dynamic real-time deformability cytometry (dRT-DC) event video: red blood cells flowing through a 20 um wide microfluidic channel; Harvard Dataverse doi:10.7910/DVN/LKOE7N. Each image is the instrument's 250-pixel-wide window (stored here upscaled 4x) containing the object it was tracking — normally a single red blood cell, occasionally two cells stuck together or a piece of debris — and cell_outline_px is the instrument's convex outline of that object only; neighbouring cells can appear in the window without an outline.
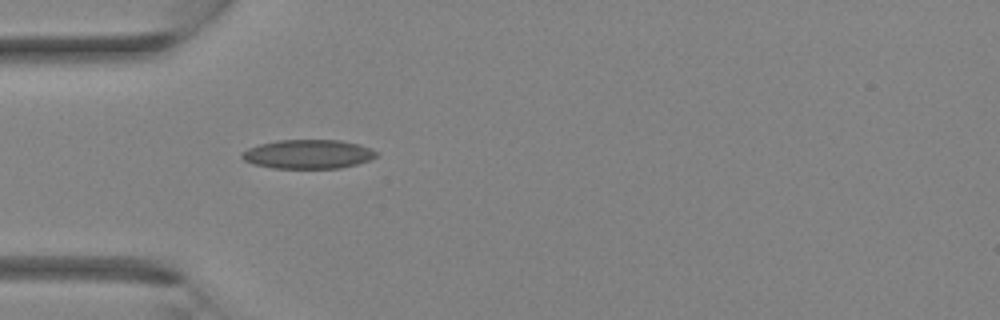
{"species": "Egyptian fruit bat (a non-hibernating species)", "species_latin": "Rousettus aegyptiacus", "temperature_condition": "room temperature", "stored_images_in_passage": 25, "camera_frame_rate_fps": 3000, "um_per_image_px": 0.085, "animal": {"sex": "female"}, "frame": {"image": 1, "passage_image": 1, "time_ms": 0.0, "image_size_px": [1000, 320], "cell_outline_px": [[380, 152], [372, 160], [340, 168], [276, 168], [252, 164], [244, 160], [240, 156], [240, 152], [248, 148], [260, 144], [276, 140], [340, 140], [372, 148]], "centroid_in_image_um": [26.19, 13.1], "position_along_channel_um": 58.8, "area_um2": 22.89}}
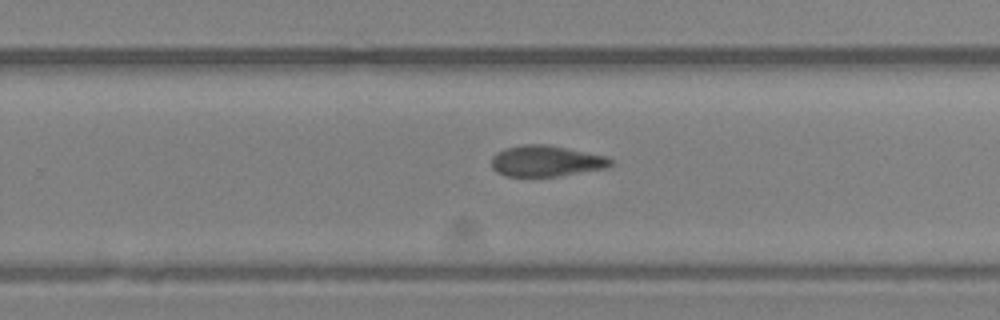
{"frame": {"image": 2, "passage_image": 13, "time_ms": 4.0, "image_size_px": [1000, 320], "cell_outline_px": [[612, 164], [608, 168], [556, 176], [504, 176], [496, 172], [492, 168], [492, 156], [496, 152], [504, 148], [524, 144], [548, 144], [568, 148], [604, 156], [612, 160]], "centroid_in_image_um": [46.38, 13.68], "position_along_channel_um": 283.4, "area_um2": 21.56}}
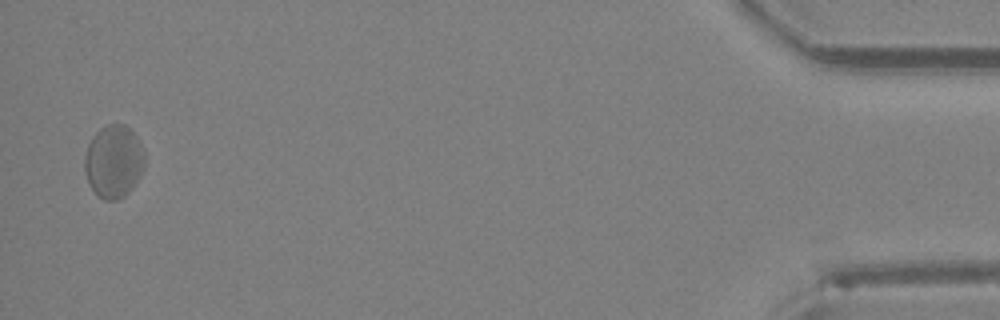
{"frame": {"image": 3, "passage_image": 25, "time_ms": 8.0, "image_size_px": [1000, 320], "cell_outline_px": [[144, 168], [140, 176], [132, 188], [124, 196], [116, 200], [104, 200], [92, 188], [88, 180], [84, 168], [84, 160], [88, 144], [92, 136], [100, 128], [108, 124], [124, 124], [136, 136], [144, 152]], "centroid_in_image_um": [9.66, 13.71], "position_along_channel_um": 425.5, "area_um2": 25.26}}